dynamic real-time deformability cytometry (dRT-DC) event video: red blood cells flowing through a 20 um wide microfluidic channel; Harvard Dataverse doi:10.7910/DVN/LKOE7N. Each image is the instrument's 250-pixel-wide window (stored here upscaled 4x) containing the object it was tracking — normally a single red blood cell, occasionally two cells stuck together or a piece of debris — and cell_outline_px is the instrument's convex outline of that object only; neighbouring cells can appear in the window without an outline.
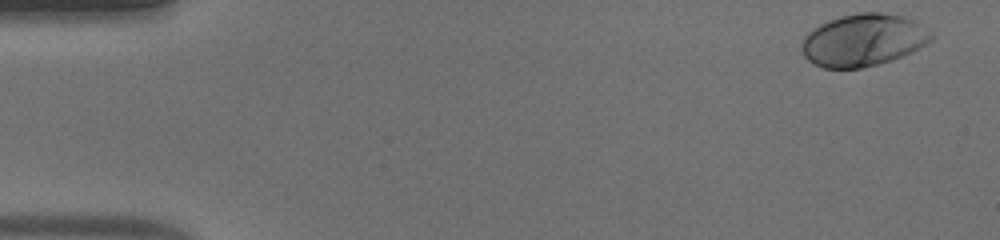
{"species": "human", "species_latin": "Homo sapiens", "temperature_condition": "warm", "stored_images_in_passage": 53, "camera_frame_rate_fps": 3000, "um_per_image_px": 0.085, "donor": {"sex": "male"}, "frame": {"image": 1, "passage_image": 2, "time_ms": 0.333, "image_size_px": [1000, 240], "cell_outline_px": [[932, 40], [912, 52], [892, 60], [860, 68], [824, 68], [808, 60], [804, 56], [800, 48], [800, 44], [804, 36], [808, 32], [820, 24], [840, 16], [860, 12], [880, 12], [900, 16], [916, 20], [932, 32]], "centroid_in_image_um": [73.37, 3.4], "position_along_channel_um": 11.6, "area_um2": 39.48}}
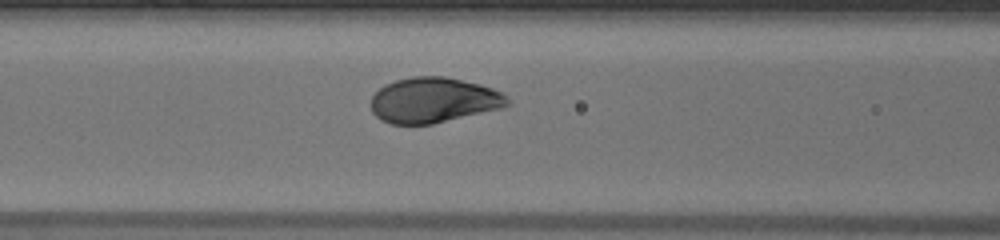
{"frame": {"image": 2, "passage_image": 22, "time_ms": 7.0, "image_size_px": [1000, 240], "cell_outline_px": [[512, 104], [504, 108], [432, 124], [392, 124], [380, 120], [372, 112], [372, 96], [384, 84], [396, 80], [412, 76], [444, 76], [480, 84], [504, 92], [512, 100]], "centroid_in_image_um": [36.92, 8.51], "position_along_channel_um": 129.7, "area_um2": 36.47}}
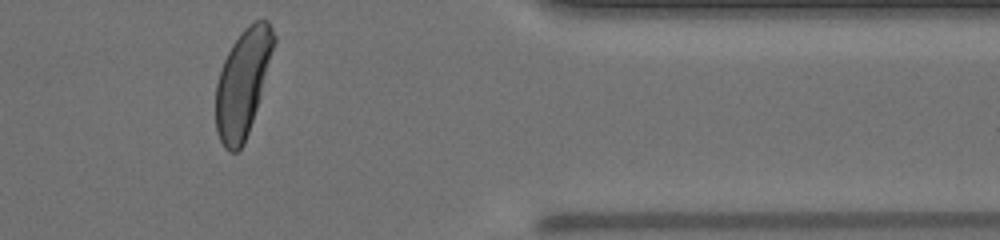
{"frame": {"image": 3, "passage_image": 44, "time_ms": 14.333, "image_size_px": [1000, 240], "cell_outline_px": [[276, 44], [260, 96], [244, 144], [236, 152], [228, 152], [224, 148], [216, 132], [216, 84], [224, 60], [232, 44], [244, 28], [248, 24], [256, 20], [268, 20], [276, 36]], "centroid_in_image_um": [20.64, 7.03], "position_along_channel_um": 390.8, "area_um2": 36.07}, "authors_computed_cell_mechanics": {"area_um2": 37.3966, "velocity_mm_per_s": 3.8453, "shape_relaxation_time_tau1_ms": 2.5887, "shape_relaxation_time_tau2_ms": null, "deformation_change_tau1": 0.1791, "deformation_change_tau2": null}}